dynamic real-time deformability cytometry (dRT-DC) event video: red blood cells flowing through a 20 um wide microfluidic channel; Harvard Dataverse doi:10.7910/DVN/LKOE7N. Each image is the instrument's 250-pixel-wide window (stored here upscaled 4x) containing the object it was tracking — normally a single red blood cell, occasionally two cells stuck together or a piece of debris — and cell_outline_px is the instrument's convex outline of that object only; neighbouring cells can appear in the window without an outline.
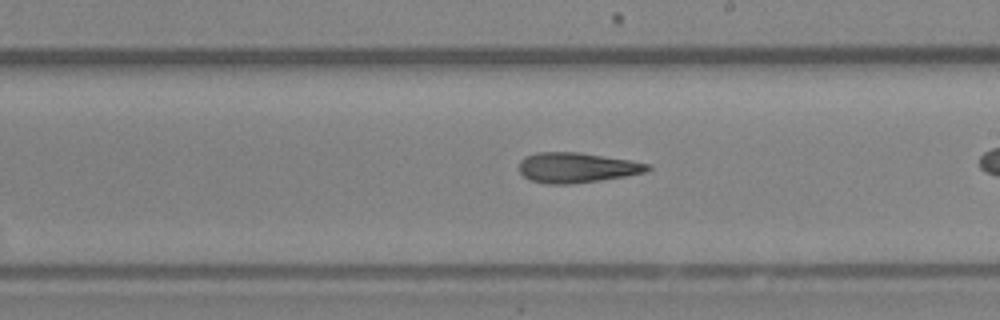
{"species": "Egyptian fruit bat (a non-hibernating species)", "species_latin": "Rousettus aegyptiacus", "temperature_condition": "room temperature", "stored_images_in_passage": 36, "camera_frame_rate_fps": 3000, "um_per_image_px": 0.085, "animal": {"sex": "female"}, "frame": {"image": 1, "passage_image": 26, "time_ms": 8.333, "image_size_px": [1000, 320], "cell_outline_px": [[652, 168], [644, 172], [624, 176], [600, 180], [572, 184], [544, 184], [528, 180], [520, 172], [520, 160], [524, 156], [536, 152], [580, 152], [652, 164]], "centroid_in_image_um": [48.99, 14.25], "position_along_channel_um": 240.0, "area_um2": 22.66}}